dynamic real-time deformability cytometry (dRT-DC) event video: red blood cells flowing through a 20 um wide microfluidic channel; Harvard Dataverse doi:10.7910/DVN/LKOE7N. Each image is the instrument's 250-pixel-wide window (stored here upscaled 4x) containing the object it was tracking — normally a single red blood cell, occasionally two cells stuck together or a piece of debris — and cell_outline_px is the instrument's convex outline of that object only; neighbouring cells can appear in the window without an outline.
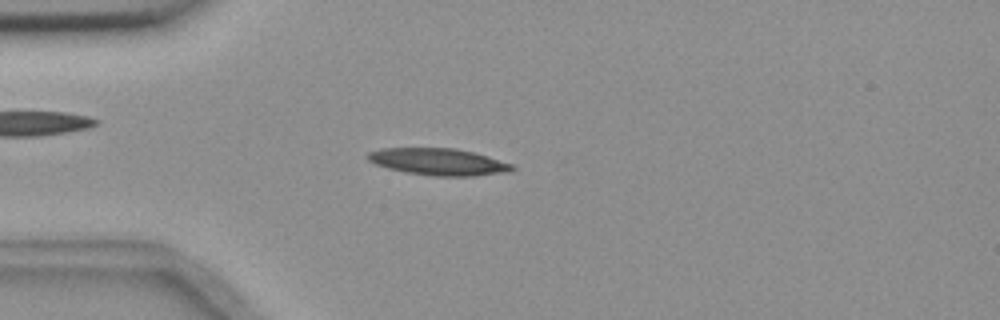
{"species": "common noctule bat (a hibernating species)", "species_latin": "Nyctalus noctula", "temperature_condition": "room temperature", "stored_images_in_passage": 55, "camera_frame_rate_fps": 3000, "um_per_image_px": 0.085, "animal": {"sex": "female", "body_mass_g": 18.4}, "frame": {"image": 1, "passage_image": 14, "time_ms": 4.333, "image_size_px": [1000, 320], "cell_outline_px": [[516, 168], [508, 172], [472, 176], [436, 176], [408, 172], [388, 168], [376, 164], [368, 160], [364, 156], [368, 152], [380, 148], [456, 148], [476, 152], [512, 164]], "centroid_in_image_um": [37.27, 13.74], "position_along_channel_um": 47.7, "area_um2": 22.66}}
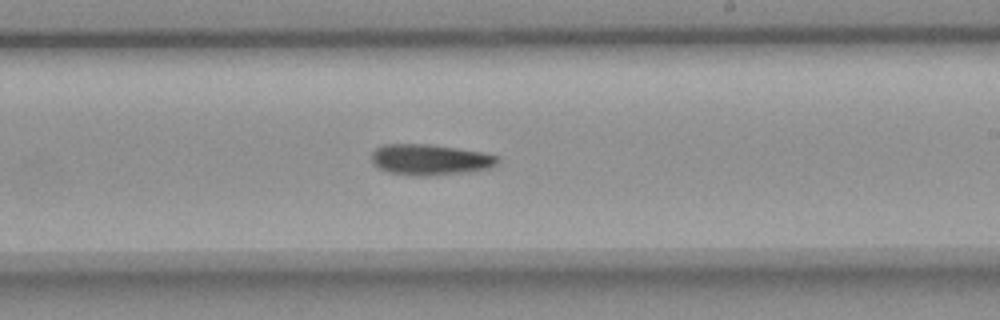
{"frame": {"image": 2, "passage_image": 32, "time_ms": 10.333, "image_size_px": [1000, 320], "cell_outline_px": [[500, 160], [492, 168], [468, 172], [428, 176], [416, 176], [388, 172], [372, 164], [372, 152], [376, 148], [384, 144], [428, 144], [484, 152], [500, 156]], "centroid_in_image_um": [36.59, 13.57], "position_along_channel_um": 252.4, "area_um2": 22.89}}
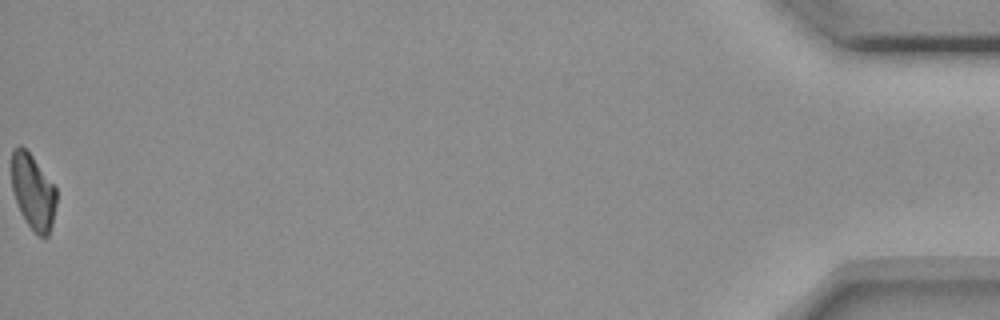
{"frame": {"image": 3, "passage_image": 55, "time_ms": 18.0, "image_size_px": [1000, 320], "cell_outline_px": [[56, 204], [52, 224], [48, 236], [40, 236], [28, 224], [20, 212], [12, 188], [12, 148], [20, 144], [32, 156], [56, 188]], "centroid_in_image_um": [2.8, 16.28], "position_along_channel_um": 432.4, "area_um2": 19.31}, "authors_computed_cell_mechanics": {"area_um2": 21.8484, "velocity_mm_per_s": 3.6571, "shape_relaxation_time_tau1_ms": 5.3461, "shape_relaxation_time_tau2_ms": null, "deformation_change_tau1": 0.1434, "deformation_change_tau2": null}}